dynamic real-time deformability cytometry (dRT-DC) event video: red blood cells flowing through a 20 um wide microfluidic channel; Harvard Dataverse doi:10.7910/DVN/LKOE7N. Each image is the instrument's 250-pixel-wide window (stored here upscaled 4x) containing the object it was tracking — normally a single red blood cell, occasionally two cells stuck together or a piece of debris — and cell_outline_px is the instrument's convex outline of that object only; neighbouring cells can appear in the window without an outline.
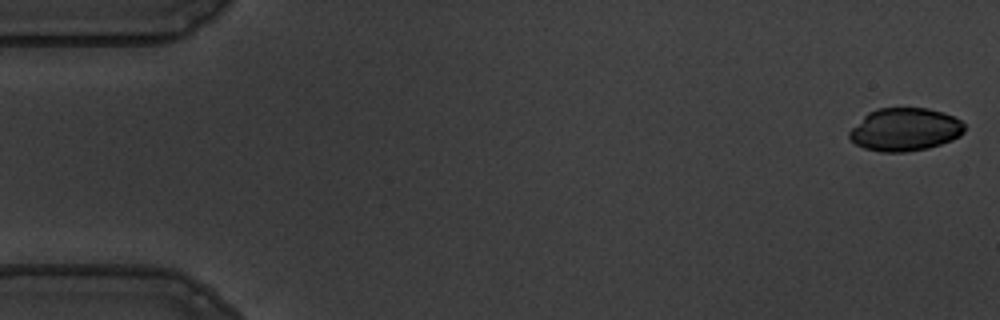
{"species": "common noctule bat (a hibernating species)", "species_latin": "Nyctalus noctula", "temperature_condition": "warm", "stored_images_in_passage": 55, "camera_frame_rate_fps": 3000, "um_per_image_px": 0.085, "animal": {"sex": "male", "body_mass_g": 19.5, "forearm_length_mm": 54.6}, "frame": {"image": 1, "passage_image": 1, "time_ms": 0.0, "image_size_px": [1000, 320], "cell_outline_px": [[964, 132], [960, 136], [952, 140], [928, 148], [904, 152], [880, 152], [864, 148], [856, 144], [848, 136], [848, 132], [868, 112], [876, 108], [928, 108], [944, 112], [960, 120], [964, 124]], "centroid_in_image_um": [76.92, 11.0], "position_along_channel_um": 8.1, "area_um2": 28.84}}
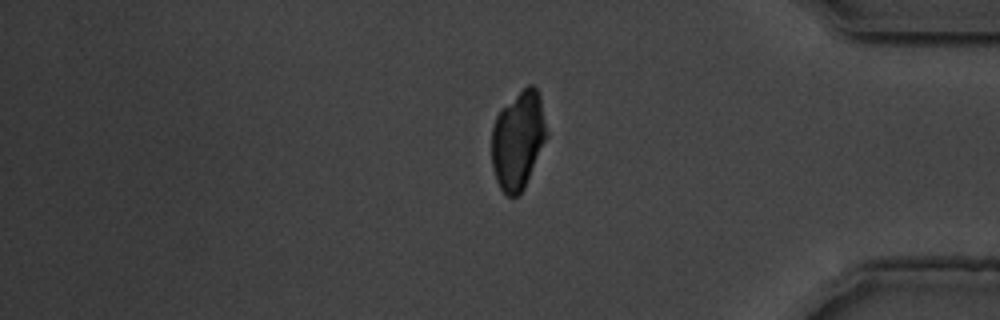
{"frame": {"image": 2, "passage_image": 46, "time_ms": 15.0, "image_size_px": [1000, 320], "cell_outline_px": [[548, 136], [524, 188], [516, 196], [508, 196], [500, 188], [496, 180], [492, 164], [492, 128], [496, 116], [500, 108], [528, 84], [532, 84], [536, 88], [540, 96], [548, 132]], "centroid_in_image_um": [44.04, 11.88], "position_along_channel_um": 391.2, "area_um2": 31.56}}
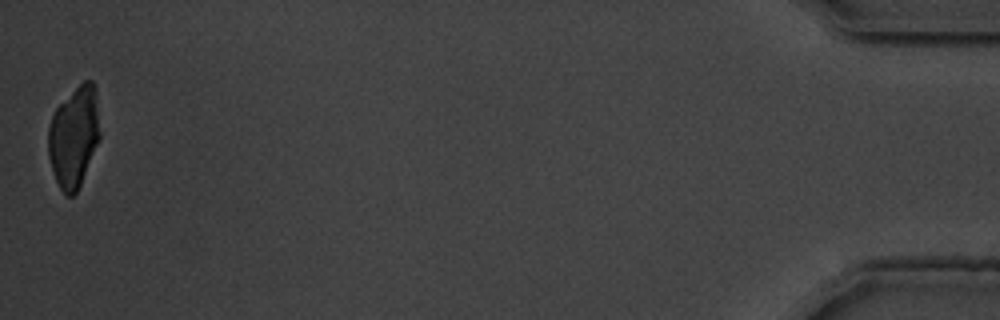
{"frame": {"image": 3, "passage_image": 55, "time_ms": 18.0, "image_size_px": [1000, 320], "cell_outline_px": [[100, 136], [80, 184], [76, 192], [72, 196], [68, 196], [60, 188], [56, 180], [48, 156], [48, 128], [52, 116], [56, 108], [84, 80], [92, 80], [96, 88], [100, 132]], "centroid_in_image_um": [6.28, 11.59], "position_along_channel_um": 428.9, "area_um2": 29.94}}